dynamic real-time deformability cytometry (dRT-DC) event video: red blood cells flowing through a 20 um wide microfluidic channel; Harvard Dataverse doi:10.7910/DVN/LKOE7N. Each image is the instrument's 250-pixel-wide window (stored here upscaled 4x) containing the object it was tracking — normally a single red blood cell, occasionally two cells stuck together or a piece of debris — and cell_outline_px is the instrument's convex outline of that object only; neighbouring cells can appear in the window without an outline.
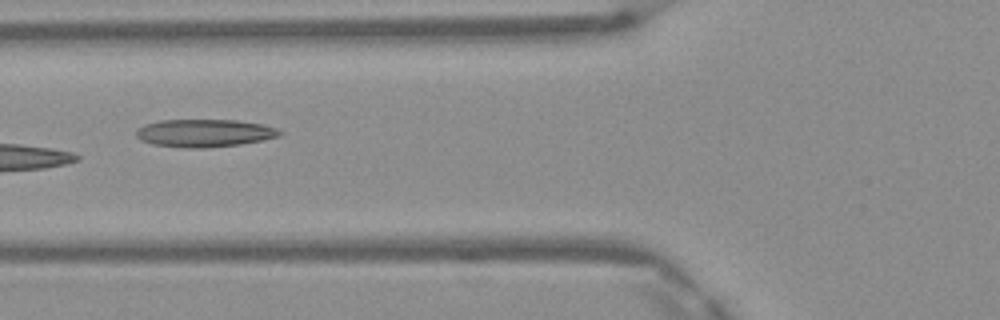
{"species": "Egyptian fruit bat (a non-hibernating species)", "species_latin": "Rousettus aegyptiacus", "temperature_condition": "warm", "stored_images_in_passage": 6, "camera_frame_rate_fps": 3000, "um_per_image_px": 0.085, "frame": {"image": 1, "passage_image": 6, "time_ms": 1.667, "image_size_px": [1000, 320], "cell_outline_px": [[284, 132], [280, 136], [240, 144], [208, 148], [184, 148], [152, 144], [140, 140], [136, 136], [136, 128], [144, 124], [160, 120], [236, 120], [264, 124], [276, 128]], "centroid_in_image_um": [17.35, 11.31], "position_along_channel_um": 108.4, "area_um2": 23.41}}